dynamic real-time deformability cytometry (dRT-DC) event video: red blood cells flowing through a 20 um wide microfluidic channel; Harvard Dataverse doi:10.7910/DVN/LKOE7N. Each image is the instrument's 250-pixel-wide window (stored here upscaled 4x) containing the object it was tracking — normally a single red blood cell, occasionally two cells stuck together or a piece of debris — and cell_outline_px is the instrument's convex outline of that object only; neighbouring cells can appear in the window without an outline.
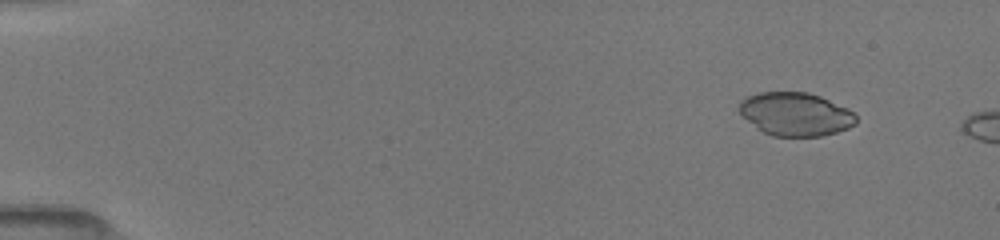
{"species": "common noctule bat (a hibernating species)", "species_latin": "Nyctalus noctula", "temperature_condition": "room temperature", "stored_images_in_passage": 8, "camera_frame_rate_fps": 3000, "um_per_image_px": 0.085, "animal": {"sex": "female", "body_mass_g": 19.5, "forearm_length_mm": 54.1}, "frame": {"image": 1, "passage_image": 4, "time_ms": 1.0, "image_size_px": [1000, 240], "cell_outline_px": [[856, 124], [848, 128], [836, 132], [820, 136], [772, 136], [756, 128], [740, 112], [740, 100], [756, 92], [808, 92], [820, 96], [848, 108], [856, 116]], "centroid_in_image_um": [67.63, 9.69], "position_along_channel_um": 17.4, "area_um2": 29.42}}